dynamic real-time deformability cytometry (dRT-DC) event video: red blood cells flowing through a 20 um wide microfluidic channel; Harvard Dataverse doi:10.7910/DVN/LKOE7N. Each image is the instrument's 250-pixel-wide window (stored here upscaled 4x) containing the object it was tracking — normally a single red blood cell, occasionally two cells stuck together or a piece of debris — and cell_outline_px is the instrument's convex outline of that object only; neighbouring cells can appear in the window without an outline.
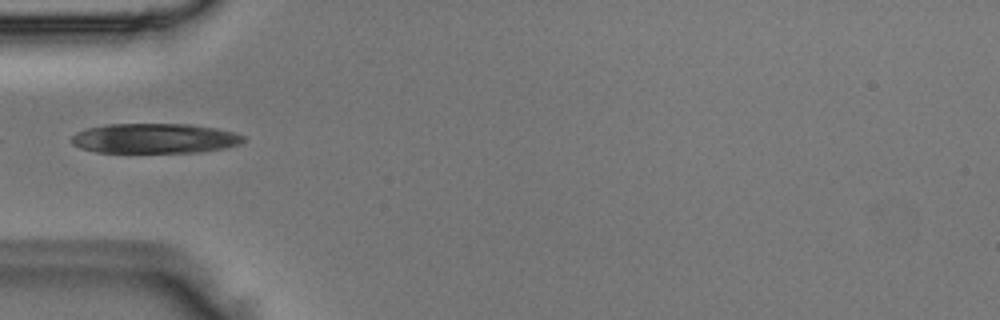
{"species": "Egyptian fruit bat (a non-hibernating species)", "species_latin": "Rousettus aegyptiacus", "temperature_condition": "room temperature", "stored_images_in_passage": 2, "camera_frame_rate_fps": 3000, "um_per_image_px": 0.085, "animal": {"sex": "male"}, "frame": {"image": 1, "passage_image": 1, "time_ms": 0.0, "image_size_px": [1000, 320], "cell_outline_px": [[244, 140], [240, 144], [224, 148], [200, 152], [96, 152], [80, 148], [72, 144], [72, 136], [76, 132], [88, 128], [104, 124], [192, 124], [216, 128], [232, 132], [244, 136]], "centroid_in_image_um": [13.13, 11.76], "position_along_channel_um": 71.9, "area_um2": 29.94}}
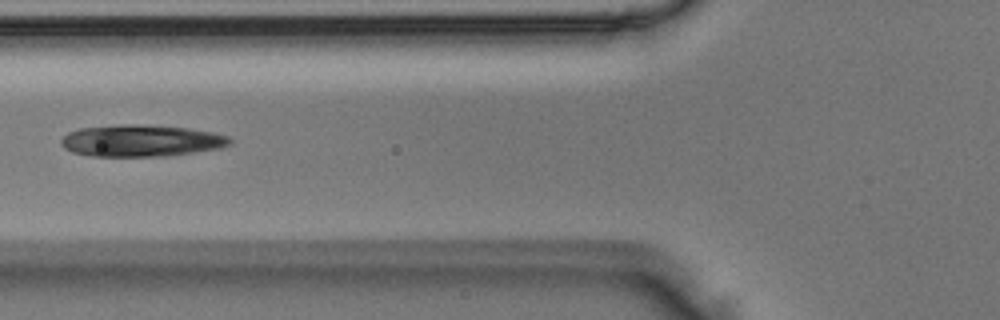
{"frame": {"image": 2, "passage_image": 2, "time_ms": 0.333, "image_size_px": [1000, 320], "cell_outline_px": [[232, 144], [220, 148], [168, 156], [88, 156], [72, 152], [64, 148], [60, 144], [60, 140], [68, 132], [80, 128], [120, 124], [128, 124], [188, 128], [212, 132], [228, 136], [232, 140]], "centroid_in_image_um": [11.98, 11.96], "position_along_channel_um": 113.8, "area_um2": 31.27}}